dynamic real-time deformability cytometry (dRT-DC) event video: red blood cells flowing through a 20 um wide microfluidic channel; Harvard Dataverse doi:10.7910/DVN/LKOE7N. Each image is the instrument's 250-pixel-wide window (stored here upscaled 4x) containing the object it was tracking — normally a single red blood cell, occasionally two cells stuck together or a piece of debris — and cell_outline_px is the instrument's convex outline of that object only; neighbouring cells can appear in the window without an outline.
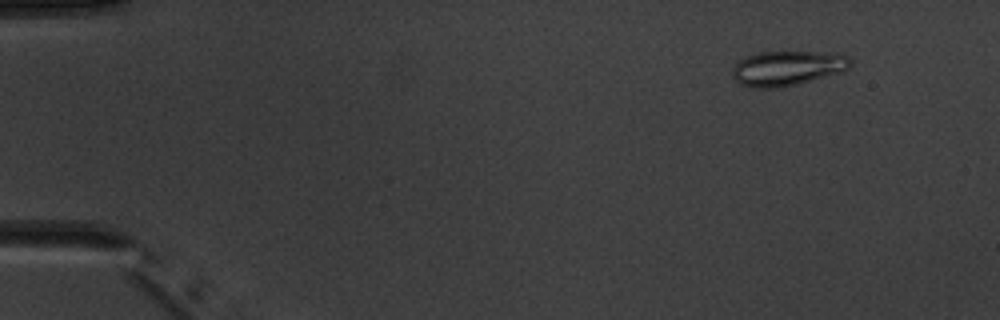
{"species": "common noctule bat (a hibernating species)", "species_latin": "Nyctalus noctula", "temperature_condition": "warm", "stored_images_in_passage": 6, "camera_frame_rate_fps": 3000, "um_per_image_px": 0.085, "animal": {"sex": "male", "body_mass_g": 20.1, "forearm_length_mm": 53.5}, "frame": {"image": 1, "passage_image": 2, "time_ms": 1.333, "image_size_px": [1000, 320], "cell_outline_px": [[852, 64], [844, 72], [796, 84], [776, 88], [752, 88], [740, 84], [732, 76], [732, 68], [740, 60], [748, 56], [760, 52], [824, 52], [848, 56], [852, 60]], "centroid_in_image_um": [66.94, 5.8], "position_along_channel_um": 18.1, "area_um2": 23.93}}
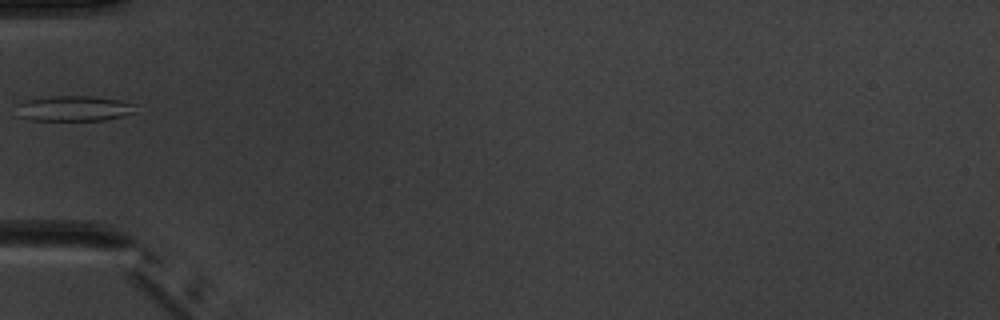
{"frame": {"image": 2, "passage_image": 6, "time_ms": 5.667, "image_size_px": [1000, 320], "cell_outline_px": [[136, 112], [124, 116], [104, 120], [32, 120], [20, 116], [16, 104], [28, 100], [48, 96], [92, 96], [120, 100], [136, 104]], "centroid_in_image_um": [6.34, 9.21], "position_along_channel_um": 78.7, "area_um2": 17.63}}